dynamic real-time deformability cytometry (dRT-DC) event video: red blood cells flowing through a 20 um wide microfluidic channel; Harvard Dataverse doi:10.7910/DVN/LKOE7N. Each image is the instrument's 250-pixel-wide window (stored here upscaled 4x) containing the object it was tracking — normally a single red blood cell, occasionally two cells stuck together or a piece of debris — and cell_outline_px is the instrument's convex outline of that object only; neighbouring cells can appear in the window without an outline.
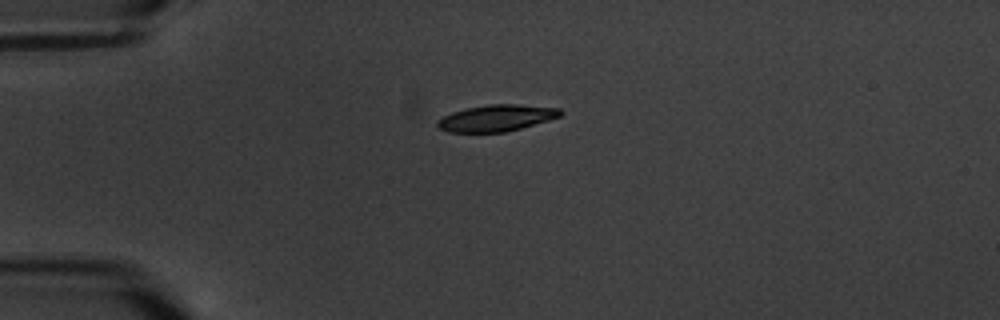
{"species": "common noctule bat (a hibernating species)", "species_latin": "Nyctalus noctula", "temperature_condition": "warm", "stored_images_in_passage": 6, "camera_frame_rate_fps": 3000, "um_per_image_px": 0.085, "animal": {"sex": "male", "body_mass_g": 20.1, "forearm_length_mm": 53.5}, "frame": {"image": 1, "passage_image": 6, "time_ms": 6.667, "image_size_px": [1000, 320], "cell_outline_px": [[564, 112], [560, 116], [548, 120], [508, 132], [448, 132], [440, 128], [436, 124], [436, 120], [452, 112], [468, 108], [488, 104], [516, 104], [560, 108]], "centroid_in_image_um": [42.2, 10.03], "position_along_channel_um": 42.8, "area_um2": 18.96}}